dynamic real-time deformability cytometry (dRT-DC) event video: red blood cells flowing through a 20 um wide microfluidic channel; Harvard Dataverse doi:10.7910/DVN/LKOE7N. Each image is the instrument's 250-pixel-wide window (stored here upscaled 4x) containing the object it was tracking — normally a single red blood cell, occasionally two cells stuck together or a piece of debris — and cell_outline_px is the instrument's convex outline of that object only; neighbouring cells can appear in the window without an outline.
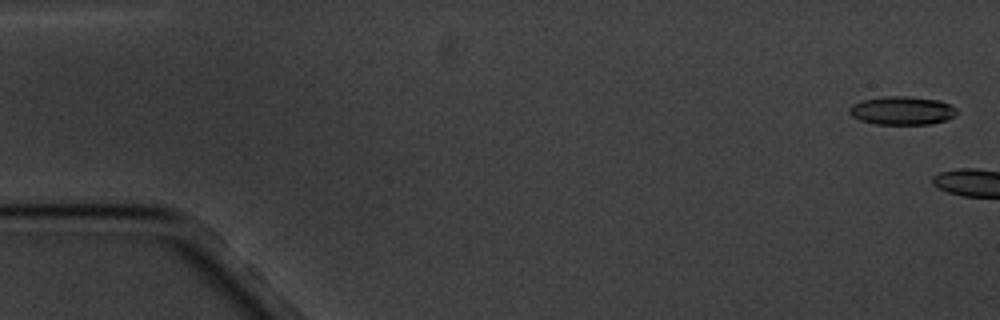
{"species": "common noctule bat (a hibernating species)", "species_latin": "Nyctalus noctula", "temperature_condition": "cold", "stored_images_in_passage": 4, "camera_frame_rate_fps": 3000, "um_per_image_px": 0.085, "animal": {"sex": "male", "body_mass_g": 20.1, "forearm_length_mm": 53.5}, "frame": {"image": 1, "passage_image": 1, "time_ms": 0.0, "image_size_px": [1000, 320], "cell_outline_px": [[956, 112], [948, 120], [932, 124], [876, 124], [860, 120], [852, 116], [848, 112], [848, 108], [852, 104], [860, 100], [884, 96], [904, 96], [940, 100], [956, 108]], "centroid_in_image_um": [76.63, 9.4], "position_along_channel_um": 8.4, "area_um2": 17.86}}